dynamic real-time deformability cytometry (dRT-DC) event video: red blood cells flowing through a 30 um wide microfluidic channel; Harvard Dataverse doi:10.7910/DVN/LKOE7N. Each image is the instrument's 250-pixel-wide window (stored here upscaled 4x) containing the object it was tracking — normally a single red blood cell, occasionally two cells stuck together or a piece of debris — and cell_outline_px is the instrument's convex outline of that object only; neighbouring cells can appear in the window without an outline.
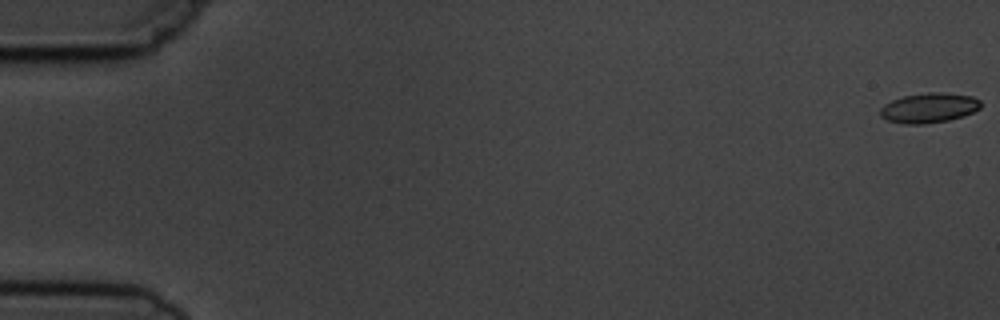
{"species": "common noctule bat (a hibernating species)", "species_latin": "Nyctalus noctula", "temperature_condition": "cold", "stored_images_in_passage": 8, "camera_frame_rate_fps": 3000, "um_per_image_px": 0.085, "animal": {"sex": "male", "body_mass_g": 19.5, "forearm_length_mm": 54.6}, "frame": {"image": 1, "passage_image": 1, "time_ms": 0.0, "image_size_px": [1000, 320], "cell_outline_px": [[980, 108], [964, 116], [948, 120], [924, 124], [904, 124], [888, 120], [880, 116], [880, 108], [884, 104], [892, 100], [904, 96], [928, 92], [940, 92], [972, 96], [980, 100]], "centroid_in_image_um": [78.95, 9.17], "position_along_channel_um": 6.0, "area_um2": 17.46}}
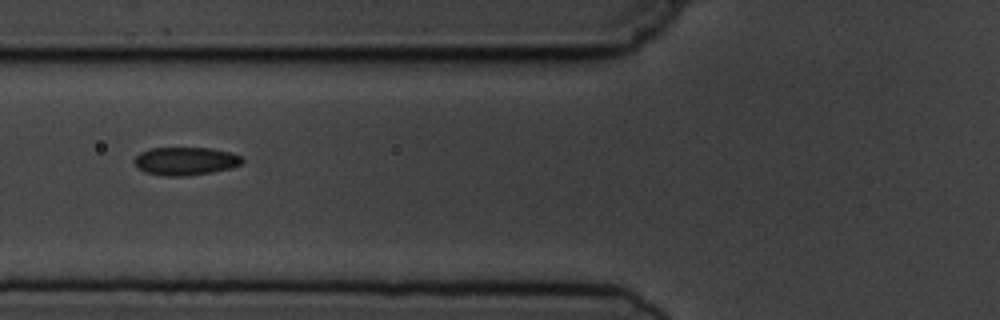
{"frame": {"image": 2, "passage_image": 7, "time_ms": 7.0, "image_size_px": [1000, 320], "cell_outline_px": [[244, 160], [240, 164], [228, 168], [212, 172], [188, 176], [164, 176], [144, 172], [132, 160], [140, 152], [148, 148], [212, 148], [228, 152], [240, 156]], "centroid_in_image_um": [15.72, 13.69], "position_along_channel_um": 110.1, "area_um2": 17.57}}
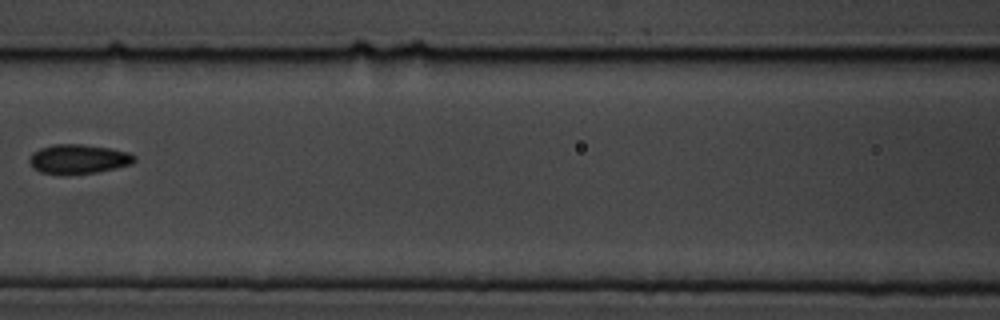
{"frame": {"image": 3, "passage_image": 8, "time_ms": 8.333, "image_size_px": [1000, 320], "cell_outline_px": [[136, 160], [132, 164], [116, 168], [96, 172], [40, 172], [32, 168], [28, 160], [32, 152], [40, 148], [52, 144], [80, 144], [112, 148], [128, 152], [136, 156]], "centroid_in_image_um": [6.68, 13.48], "position_along_channel_um": 159.9, "area_um2": 17.63}}